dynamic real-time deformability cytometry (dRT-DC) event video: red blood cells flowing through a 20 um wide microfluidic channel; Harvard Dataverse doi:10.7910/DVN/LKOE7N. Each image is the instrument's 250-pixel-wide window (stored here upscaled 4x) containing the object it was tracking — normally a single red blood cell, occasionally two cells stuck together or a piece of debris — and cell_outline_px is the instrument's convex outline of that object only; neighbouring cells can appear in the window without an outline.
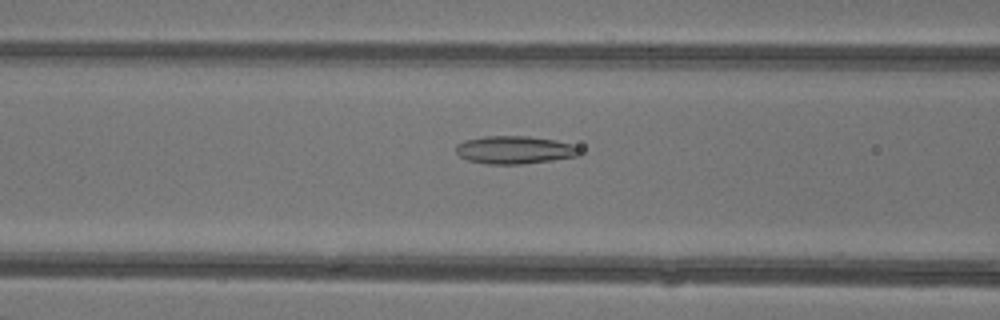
{"species": "common noctule bat (a hibernating species)", "species_latin": "Nyctalus noctula", "temperature_condition": "warm", "stored_images_in_passage": 38, "camera_frame_rate_fps": 3000, "um_per_image_px": 0.085, "animal": {"sex": "female"}, "frame": {"image": 1, "passage_image": 10, "time_ms": 3.0, "image_size_px": [1000, 320], "cell_outline_px": [[580, 156], [552, 160], [520, 164], [488, 164], [468, 160], [460, 156], [456, 152], [456, 144], [464, 140], [484, 136], [528, 136], [556, 140], [572, 144], [580, 148]], "centroid_in_image_um": [43.75, 12.73], "position_along_channel_um": 122.8, "area_um2": 20.17}}
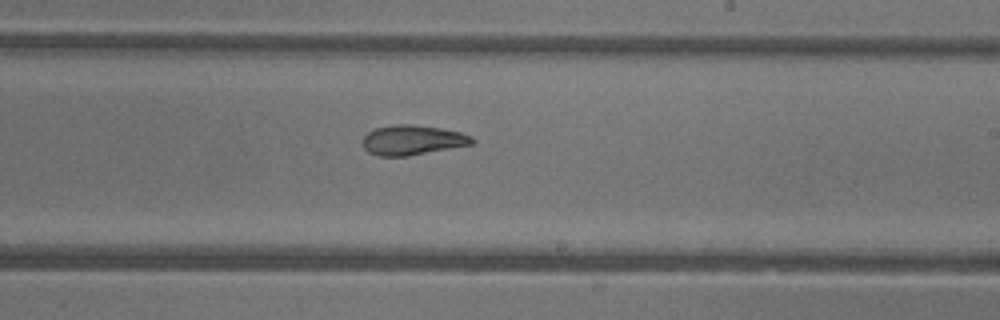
{"frame": {"image": 2, "passage_image": 19, "time_ms": 6.0, "image_size_px": [1000, 320], "cell_outline_px": [[476, 144], [408, 156], [380, 156], [368, 152], [364, 148], [364, 136], [368, 132], [376, 128], [396, 124], [412, 124], [440, 128], [460, 132], [472, 136], [476, 140]], "centroid_in_image_um": [35.12, 11.91], "position_along_channel_um": 253.9, "area_um2": 19.13}}
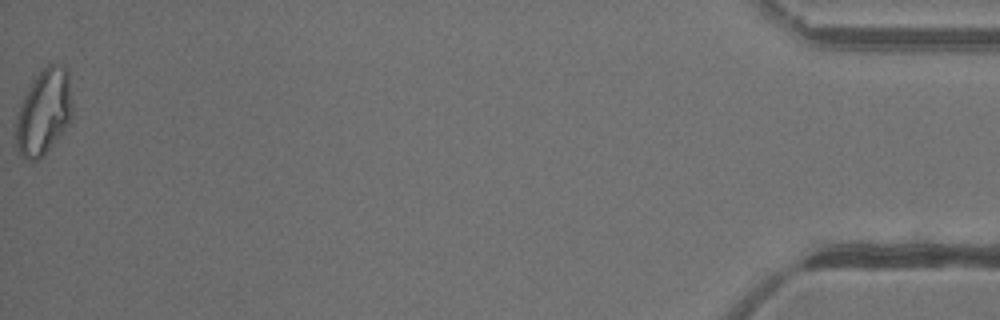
{"frame": {"image": 3, "passage_image": 38, "time_ms": 12.333, "image_size_px": [1000, 320], "cell_outline_px": [[72, 120], [44, 156], [36, 160], [24, 160], [20, 156], [16, 148], [16, 120], [24, 96], [32, 80], [48, 64], [64, 64], [68, 72], [72, 104]], "centroid_in_image_um": [3.74, 9.55], "position_along_channel_um": 431.5, "area_um2": 28.32}, "authors_computed_cell_mechanics": {"area_um2": 20.4034, "velocity_mm_per_s": 4.3747, "shape_relaxation_time_tau1_ms": 11.273, "shape_relaxation_time_tau2_ms": 2.9689, "deformation_change_tau1": 0.277, "deformation_change_tau2": 0.0918}}